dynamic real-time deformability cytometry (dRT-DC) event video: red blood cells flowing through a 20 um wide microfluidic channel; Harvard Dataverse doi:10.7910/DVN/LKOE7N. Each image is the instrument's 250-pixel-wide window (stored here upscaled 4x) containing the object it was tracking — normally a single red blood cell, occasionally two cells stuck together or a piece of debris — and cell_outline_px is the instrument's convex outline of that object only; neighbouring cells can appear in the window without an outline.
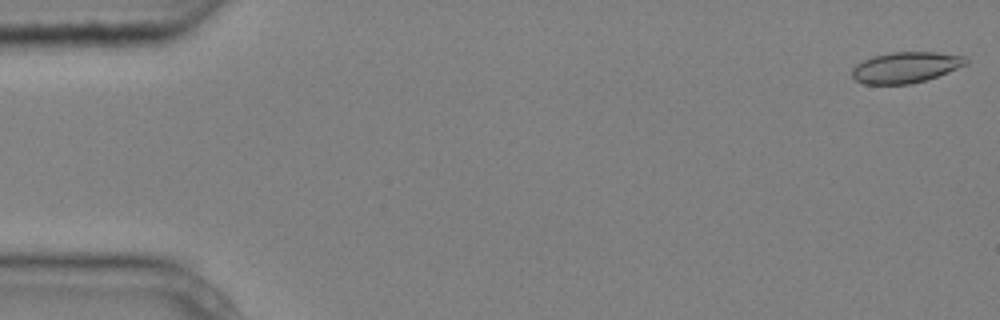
{"species": "common noctule bat (a hibernating species)", "species_latin": "Nyctalus noctula", "temperature_condition": "cold", "stored_images_in_passage": 5, "camera_frame_rate_fps": 3000, "um_per_image_px": 0.085, "animal": {"sex": "male", "body_mass_g": 20.4}, "frame": {"image": 1, "passage_image": 1, "time_ms": 0.0, "image_size_px": [1000, 320], "cell_outline_px": [[968, 64], [948, 72], [912, 84], [864, 84], [856, 80], [852, 76], [852, 68], [856, 64], [872, 56], [892, 52], [936, 52], [964, 56], [968, 60]], "centroid_in_image_um": [76.98, 5.72], "position_along_channel_um": 8.0, "area_um2": 20.46}}
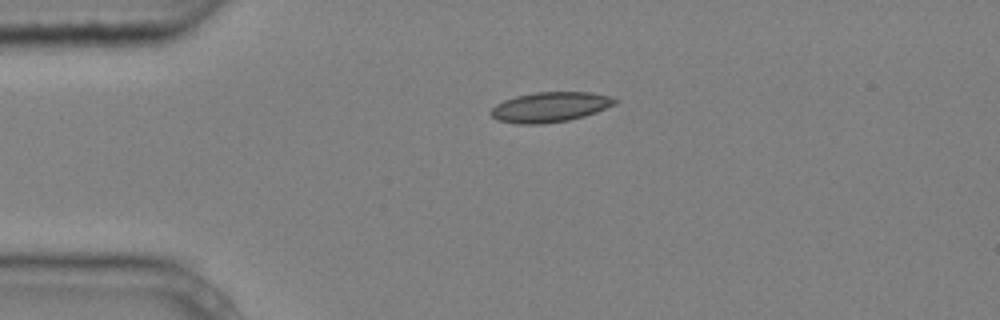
{"frame": {"image": 2, "passage_image": 4, "time_ms": 1.0, "image_size_px": [1000, 320], "cell_outline_px": [[620, 100], [616, 104], [596, 112], [584, 116], [568, 120], [540, 124], [516, 124], [496, 120], [488, 112], [496, 104], [504, 100], [516, 96], [536, 92], [592, 92], [612, 96]], "centroid_in_image_um": [46.77, 9.09], "position_along_channel_um": 38.2, "area_um2": 21.91}}